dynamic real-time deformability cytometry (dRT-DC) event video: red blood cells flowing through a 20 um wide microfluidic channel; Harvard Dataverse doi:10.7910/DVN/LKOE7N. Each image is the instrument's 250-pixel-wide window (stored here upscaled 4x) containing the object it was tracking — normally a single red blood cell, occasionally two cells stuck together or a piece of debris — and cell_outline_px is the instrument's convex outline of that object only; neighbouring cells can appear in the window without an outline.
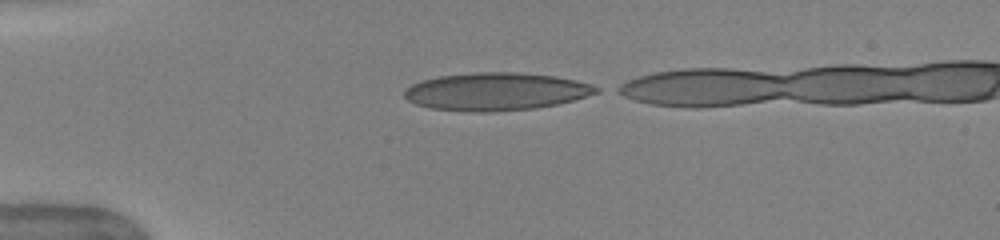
{"species": "human", "species_latin": "Homo sapiens", "temperature_condition": "warm", "stored_images_in_passage": 33, "camera_frame_rate_fps": 3000, "um_per_image_px": 0.085, "donor": {"sex": "female"}, "frame": {"image": 1, "passage_image": 1, "time_ms": 0.0, "image_size_px": [1000, 240], "cell_outline_px": [[600, 92], [572, 100], [556, 104], [536, 108], [488, 112], [472, 112], [428, 108], [416, 104], [408, 100], [404, 96], [404, 88], [420, 80], [436, 76], [476, 72], [512, 72], [556, 76], [576, 80], [592, 84], [600, 88]], "centroid_in_image_um": [42.12, 7.78], "position_along_channel_um": 42.9, "area_um2": 42.43}}